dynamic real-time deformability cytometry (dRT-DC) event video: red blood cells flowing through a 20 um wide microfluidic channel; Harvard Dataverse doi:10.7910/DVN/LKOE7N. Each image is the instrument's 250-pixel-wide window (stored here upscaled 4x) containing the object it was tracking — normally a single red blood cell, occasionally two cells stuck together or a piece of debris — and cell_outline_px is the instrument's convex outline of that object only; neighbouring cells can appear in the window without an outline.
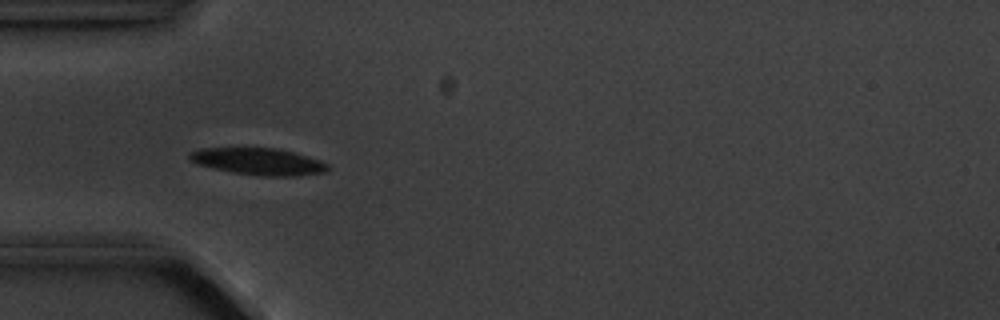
{"species": "common noctule bat (a hibernating species)", "species_latin": "Nyctalus noctula", "temperature_condition": "cold", "stored_images_in_passage": 5, "camera_frame_rate_fps": 3000, "um_per_image_px": 0.085, "animal": {"sex": "male", "body_mass_g": 20.1, "forearm_length_mm": 53.5}, "frame": {"image": 1, "passage_image": 4, "time_ms": 3.667, "image_size_px": [1000, 320], "cell_outline_px": [[328, 172], [300, 176], [260, 176], [232, 172], [212, 168], [196, 164], [188, 160], [188, 152], [200, 148], [276, 148], [292, 152], [320, 160], [328, 164]], "centroid_in_image_um": [21.93, 13.73], "position_along_channel_um": 63.1, "area_um2": 21.85}}